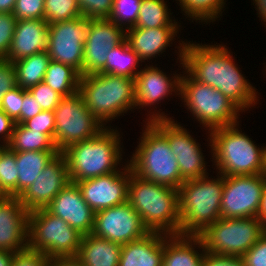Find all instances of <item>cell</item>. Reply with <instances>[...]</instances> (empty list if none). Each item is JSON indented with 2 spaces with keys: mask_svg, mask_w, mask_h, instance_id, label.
<instances>
[{
  "mask_svg": "<svg viewBox=\"0 0 266 266\" xmlns=\"http://www.w3.org/2000/svg\"><path fill=\"white\" fill-rule=\"evenodd\" d=\"M182 45L181 64L194 80L219 90L240 110L255 103V88L244 79L225 46Z\"/></svg>",
  "mask_w": 266,
  "mask_h": 266,
  "instance_id": "obj_1",
  "label": "cell"
},
{
  "mask_svg": "<svg viewBox=\"0 0 266 266\" xmlns=\"http://www.w3.org/2000/svg\"><path fill=\"white\" fill-rule=\"evenodd\" d=\"M127 201L149 232H161L164 237L180 235L178 189L145 180L131 169Z\"/></svg>",
  "mask_w": 266,
  "mask_h": 266,
  "instance_id": "obj_2",
  "label": "cell"
},
{
  "mask_svg": "<svg viewBox=\"0 0 266 266\" xmlns=\"http://www.w3.org/2000/svg\"><path fill=\"white\" fill-rule=\"evenodd\" d=\"M220 175L217 180L206 176L186 180L178 188L180 235L198 236L221 218L224 175Z\"/></svg>",
  "mask_w": 266,
  "mask_h": 266,
  "instance_id": "obj_3",
  "label": "cell"
},
{
  "mask_svg": "<svg viewBox=\"0 0 266 266\" xmlns=\"http://www.w3.org/2000/svg\"><path fill=\"white\" fill-rule=\"evenodd\" d=\"M78 92L101 124L135 107V79L129 77L104 73L82 75Z\"/></svg>",
  "mask_w": 266,
  "mask_h": 266,
  "instance_id": "obj_4",
  "label": "cell"
},
{
  "mask_svg": "<svg viewBox=\"0 0 266 266\" xmlns=\"http://www.w3.org/2000/svg\"><path fill=\"white\" fill-rule=\"evenodd\" d=\"M112 130L104 128L94 138L73 144L62 152L70 182L76 183L116 171L115 167L121 158L120 137L116 130Z\"/></svg>",
  "mask_w": 266,
  "mask_h": 266,
  "instance_id": "obj_5",
  "label": "cell"
},
{
  "mask_svg": "<svg viewBox=\"0 0 266 266\" xmlns=\"http://www.w3.org/2000/svg\"><path fill=\"white\" fill-rule=\"evenodd\" d=\"M236 125L216 128L210 132L213 157L224 176L257 175L266 172V147L257 148ZM261 149V150H260Z\"/></svg>",
  "mask_w": 266,
  "mask_h": 266,
  "instance_id": "obj_6",
  "label": "cell"
},
{
  "mask_svg": "<svg viewBox=\"0 0 266 266\" xmlns=\"http://www.w3.org/2000/svg\"><path fill=\"white\" fill-rule=\"evenodd\" d=\"M143 137L130 160L137 176L178 189L184 182L168 141L148 122Z\"/></svg>",
  "mask_w": 266,
  "mask_h": 266,
  "instance_id": "obj_7",
  "label": "cell"
},
{
  "mask_svg": "<svg viewBox=\"0 0 266 266\" xmlns=\"http://www.w3.org/2000/svg\"><path fill=\"white\" fill-rule=\"evenodd\" d=\"M83 235L46 208L28 214V248L48 258L76 257Z\"/></svg>",
  "mask_w": 266,
  "mask_h": 266,
  "instance_id": "obj_8",
  "label": "cell"
},
{
  "mask_svg": "<svg viewBox=\"0 0 266 266\" xmlns=\"http://www.w3.org/2000/svg\"><path fill=\"white\" fill-rule=\"evenodd\" d=\"M179 92L188 109L209 130L237 125V112L240 109L219 90L191 76H181Z\"/></svg>",
  "mask_w": 266,
  "mask_h": 266,
  "instance_id": "obj_9",
  "label": "cell"
},
{
  "mask_svg": "<svg viewBox=\"0 0 266 266\" xmlns=\"http://www.w3.org/2000/svg\"><path fill=\"white\" fill-rule=\"evenodd\" d=\"M265 232L258 217L220 218L198 236L205 251L242 257Z\"/></svg>",
  "mask_w": 266,
  "mask_h": 266,
  "instance_id": "obj_10",
  "label": "cell"
},
{
  "mask_svg": "<svg viewBox=\"0 0 266 266\" xmlns=\"http://www.w3.org/2000/svg\"><path fill=\"white\" fill-rule=\"evenodd\" d=\"M54 114V144L59 153L73 144L94 138L104 128L85 106L79 92L62 97Z\"/></svg>",
  "mask_w": 266,
  "mask_h": 266,
  "instance_id": "obj_11",
  "label": "cell"
},
{
  "mask_svg": "<svg viewBox=\"0 0 266 266\" xmlns=\"http://www.w3.org/2000/svg\"><path fill=\"white\" fill-rule=\"evenodd\" d=\"M148 122L168 141L184 181L207 176L199 144L183 127L158 113H153Z\"/></svg>",
  "mask_w": 266,
  "mask_h": 266,
  "instance_id": "obj_12",
  "label": "cell"
},
{
  "mask_svg": "<svg viewBox=\"0 0 266 266\" xmlns=\"http://www.w3.org/2000/svg\"><path fill=\"white\" fill-rule=\"evenodd\" d=\"M266 174L224 176L221 218L258 217Z\"/></svg>",
  "mask_w": 266,
  "mask_h": 266,
  "instance_id": "obj_13",
  "label": "cell"
},
{
  "mask_svg": "<svg viewBox=\"0 0 266 266\" xmlns=\"http://www.w3.org/2000/svg\"><path fill=\"white\" fill-rule=\"evenodd\" d=\"M48 54L51 60L72 66L82 76L84 43L89 18L79 16L68 21L49 24Z\"/></svg>",
  "mask_w": 266,
  "mask_h": 266,
  "instance_id": "obj_14",
  "label": "cell"
},
{
  "mask_svg": "<svg viewBox=\"0 0 266 266\" xmlns=\"http://www.w3.org/2000/svg\"><path fill=\"white\" fill-rule=\"evenodd\" d=\"M92 234L124 245L149 233L138 212L128 201L97 211L94 216Z\"/></svg>",
  "mask_w": 266,
  "mask_h": 266,
  "instance_id": "obj_15",
  "label": "cell"
},
{
  "mask_svg": "<svg viewBox=\"0 0 266 266\" xmlns=\"http://www.w3.org/2000/svg\"><path fill=\"white\" fill-rule=\"evenodd\" d=\"M126 31L108 19H89L84 43L82 75L106 74V60L110 50L125 40Z\"/></svg>",
  "mask_w": 266,
  "mask_h": 266,
  "instance_id": "obj_16",
  "label": "cell"
},
{
  "mask_svg": "<svg viewBox=\"0 0 266 266\" xmlns=\"http://www.w3.org/2000/svg\"><path fill=\"white\" fill-rule=\"evenodd\" d=\"M124 169V173L115 171L104 176L76 182L83 199L95 213L127 201L131 167L127 165Z\"/></svg>",
  "mask_w": 266,
  "mask_h": 266,
  "instance_id": "obj_17",
  "label": "cell"
},
{
  "mask_svg": "<svg viewBox=\"0 0 266 266\" xmlns=\"http://www.w3.org/2000/svg\"><path fill=\"white\" fill-rule=\"evenodd\" d=\"M69 182L66 158L58 153L19 196L20 201L28 212L46 208Z\"/></svg>",
  "mask_w": 266,
  "mask_h": 266,
  "instance_id": "obj_18",
  "label": "cell"
},
{
  "mask_svg": "<svg viewBox=\"0 0 266 266\" xmlns=\"http://www.w3.org/2000/svg\"><path fill=\"white\" fill-rule=\"evenodd\" d=\"M28 214L19 197L0 195V250L15 253L28 247Z\"/></svg>",
  "mask_w": 266,
  "mask_h": 266,
  "instance_id": "obj_19",
  "label": "cell"
},
{
  "mask_svg": "<svg viewBox=\"0 0 266 266\" xmlns=\"http://www.w3.org/2000/svg\"><path fill=\"white\" fill-rule=\"evenodd\" d=\"M46 209L60 217L83 236L92 232L95 212L83 199L76 183L69 182Z\"/></svg>",
  "mask_w": 266,
  "mask_h": 266,
  "instance_id": "obj_20",
  "label": "cell"
},
{
  "mask_svg": "<svg viewBox=\"0 0 266 266\" xmlns=\"http://www.w3.org/2000/svg\"><path fill=\"white\" fill-rule=\"evenodd\" d=\"M48 23L44 19L17 20L6 60L19 59L48 49Z\"/></svg>",
  "mask_w": 266,
  "mask_h": 266,
  "instance_id": "obj_21",
  "label": "cell"
},
{
  "mask_svg": "<svg viewBox=\"0 0 266 266\" xmlns=\"http://www.w3.org/2000/svg\"><path fill=\"white\" fill-rule=\"evenodd\" d=\"M173 78L174 81H171L172 79H168L160 69L153 66L140 70L135 78V107L152 105L168 96L169 91H179L181 76Z\"/></svg>",
  "mask_w": 266,
  "mask_h": 266,
  "instance_id": "obj_22",
  "label": "cell"
},
{
  "mask_svg": "<svg viewBox=\"0 0 266 266\" xmlns=\"http://www.w3.org/2000/svg\"><path fill=\"white\" fill-rule=\"evenodd\" d=\"M164 239L161 232H149L138 240L124 244L119 266H162Z\"/></svg>",
  "mask_w": 266,
  "mask_h": 266,
  "instance_id": "obj_23",
  "label": "cell"
},
{
  "mask_svg": "<svg viewBox=\"0 0 266 266\" xmlns=\"http://www.w3.org/2000/svg\"><path fill=\"white\" fill-rule=\"evenodd\" d=\"M178 27L131 28L125 32V40L139 59L147 60L162 52L172 41Z\"/></svg>",
  "mask_w": 266,
  "mask_h": 266,
  "instance_id": "obj_24",
  "label": "cell"
},
{
  "mask_svg": "<svg viewBox=\"0 0 266 266\" xmlns=\"http://www.w3.org/2000/svg\"><path fill=\"white\" fill-rule=\"evenodd\" d=\"M122 246L89 233L82 237L76 258L83 266H119Z\"/></svg>",
  "mask_w": 266,
  "mask_h": 266,
  "instance_id": "obj_25",
  "label": "cell"
},
{
  "mask_svg": "<svg viewBox=\"0 0 266 266\" xmlns=\"http://www.w3.org/2000/svg\"><path fill=\"white\" fill-rule=\"evenodd\" d=\"M58 153V151L15 152L18 170L17 197L35 182L42 170Z\"/></svg>",
  "mask_w": 266,
  "mask_h": 266,
  "instance_id": "obj_26",
  "label": "cell"
},
{
  "mask_svg": "<svg viewBox=\"0 0 266 266\" xmlns=\"http://www.w3.org/2000/svg\"><path fill=\"white\" fill-rule=\"evenodd\" d=\"M169 240L166 236L162 266H202L204 253L198 254L194 250V236L170 235Z\"/></svg>",
  "mask_w": 266,
  "mask_h": 266,
  "instance_id": "obj_27",
  "label": "cell"
},
{
  "mask_svg": "<svg viewBox=\"0 0 266 266\" xmlns=\"http://www.w3.org/2000/svg\"><path fill=\"white\" fill-rule=\"evenodd\" d=\"M80 78V73L72 66L51 60L43 82L62 97H67L78 92Z\"/></svg>",
  "mask_w": 266,
  "mask_h": 266,
  "instance_id": "obj_28",
  "label": "cell"
},
{
  "mask_svg": "<svg viewBox=\"0 0 266 266\" xmlns=\"http://www.w3.org/2000/svg\"><path fill=\"white\" fill-rule=\"evenodd\" d=\"M50 61L46 50L13 62L16 70L17 86L29 89L43 82Z\"/></svg>",
  "mask_w": 266,
  "mask_h": 266,
  "instance_id": "obj_29",
  "label": "cell"
},
{
  "mask_svg": "<svg viewBox=\"0 0 266 266\" xmlns=\"http://www.w3.org/2000/svg\"><path fill=\"white\" fill-rule=\"evenodd\" d=\"M7 147L14 152L57 151L54 142L46 134L30 130L24 124H15Z\"/></svg>",
  "mask_w": 266,
  "mask_h": 266,
  "instance_id": "obj_30",
  "label": "cell"
},
{
  "mask_svg": "<svg viewBox=\"0 0 266 266\" xmlns=\"http://www.w3.org/2000/svg\"><path fill=\"white\" fill-rule=\"evenodd\" d=\"M141 61L138 55L129 47L126 40L110 50L106 60V74L136 78L137 64Z\"/></svg>",
  "mask_w": 266,
  "mask_h": 266,
  "instance_id": "obj_31",
  "label": "cell"
},
{
  "mask_svg": "<svg viewBox=\"0 0 266 266\" xmlns=\"http://www.w3.org/2000/svg\"><path fill=\"white\" fill-rule=\"evenodd\" d=\"M166 6L164 0H142L134 28L177 27Z\"/></svg>",
  "mask_w": 266,
  "mask_h": 266,
  "instance_id": "obj_32",
  "label": "cell"
},
{
  "mask_svg": "<svg viewBox=\"0 0 266 266\" xmlns=\"http://www.w3.org/2000/svg\"><path fill=\"white\" fill-rule=\"evenodd\" d=\"M16 165L15 152L5 146L0 151V195L17 197Z\"/></svg>",
  "mask_w": 266,
  "mask_h": 266,
  "instance_id": "obj_33",
  "label": "cell"
},
{
  "mask_svg": "<svg viewBox=\"0 0 266 266\" xmlns=\"http://www.w3.org/2000/svg\"><path fill=\"white\" fill-rule=\"evenodd\" d=\"M44 20L48 24L68 21L81 16L77 0H44Z\"/></svg>",
  "mask_w": 266,
  "mask_h": 266,
  "instance_id": "obj_34",
  "label": "cell"
},
{
  "mask_svg": "<svg viewBox=\"0 0 266 266\" xmlns=\"http://www.w3.org/2000/svg\"><path fill=\"white\" fill-rule=\"evenodd\" d=\"M179 2L188 16L204 21L216 18L225 3L224 0H179Z\"/></svg>",
  "mask_w": 266,
  "mask_h": 266,
  "instance_id": "obj_35",
  "label": "cell"
},
{
  "mask_svg": "<svg viewBox=\"0 0 266 266\" xmlns=\"http://www.w3.org/2000/svg\"><path fill=\"white\" fill-rule=\"evenodd\" d=\"M142 0H114L113 8L108 20L114 22L118 27L123 28L125 21L127 29L134 28L138 19ZM128 22V23H126Z\"/></svg>",
  "mask_w": 266,
  "mask_h": 266,
  "instance_id": "obj_36",
  "label": "cell"
},
{
  "mask_svg": "<svg viewBox=\"0 0 266 266\" xmlns=\"http://www.w3.org/2000/svg\"><path fill=\"white\" fill-rule=\"evenodd\" d=\"M27 90L33 95V98L36 99L44 111H54L62 98L60 94L44 82H40Z\"/></svg>",
  "mask_w": 266,
  "mask_h": 266,
  "instance_id": "obj_37",
  "label": "cell"
},
{
  "mask_svg": "<svg viewBox=\"0 0 266 266\" xmlns=\"http://www.w3.org/2000/svg\"><path fill=\"white\" fill-rule=\"evenodd\" d=\"M81 16L89 19H108L114 0H77Z\"/></svg>",
  "mask_w": 266,
  "mask_h": 266,
  "instance_id": "obj_38",
  "label": "cell"
},
{
  "mask_svg": "<svg viewBox=\"0 0 266 266\" xmlns=\"http://www.w3.org/2000/svg\"><path fill=\"white\" fill-rule=\"evenodd\" d=\"M44 0H16L12 14L16 20L44 19Z\"/></svg>",
  "mask_w": 266,
  "mask_h": 266,
  "instance_id": "obj_39",
  "label": "cell"
},
{
  "mask_svg": "<svg viewBox=\"0 0 266 266\" xmlns=\"http://www.w3.org/2000/svg\"><path fill=\"white\" fill-rule=\"evenodd\" d=\"M17 20L12 13H0V59H6Z\"/></svg>",
  "mask_w": 266,
  "mask_h": 266,
  "instance_id": "obj_40",
  "label": "cell"
},
{
  "mask_svg": "<svg viewBox=\"0 0 266 266\" xmlns=\"http://www.w3.org/2000/svg\"><path fill=\"white\" fill-rule=\"evenodd\" d=\"M30 130L40 131L46 134L54 142L55 132V114L54 111L42 110L33 118L26 120L23 123Z\"/></svg>",
  "mask_w": 266,
  "mask_h": 266,
  "instance_id": "obj_41",
  "label": "cell"
},
{
  "mask_svg": "<svg viewBox=\"0 0 266 266\" xmlns=\"http://www.w3.org/2000/svg\"><path fill=\"white\" fill-rule=\"evenodd\" d=\"M194 245H199L204 251L202 266H245L242 257L215 254L204 250V244L199 236H194Z\"/></svg>",
  "mask_w": 266,
  "mask_h": 266,
  "instance_id": "obj_42",
  "label": "cell"
},
{
  "mask_svg": "<svg viewBox=\"0 0 266 266\" xmlns=\"http://www.w3.org/2000/svg\"><path fill=\"white\" fill-rule=\"evenodd\" d=\"M23 104V88L16 86L2 98L0 109L14 122L20 117Z\"/></svg>",
  "mask_w": 266,
  "mask_h": 266,
  "instance_id": "obj_43",
  "label": "cell"
},
{
  "mask_svg": "<svg viewBox=\"0 0 266 266\" xmlns=\"http://www.w3.org/2000/svg\"><path fill=\"white\" fill-rule=\"evenodd\" d=\"M48 257L42 252L26 248L15 252L10 266H46Z\"/></svg>",
  "mask_w": 266,
  "mask_h": 266,
  "instance_id": "obj_44",
  "label": "cell"
},
{
  "mask_svg": "<svg viewBox=\"0 0 266 266\" xmlns=\"http://www.w3.org/2000/svg\"><path fill=\"white\" fill-rule=\"evenodd\" d=\"M16 86V70L13 62L0 59V105L4 95Z\"/></svg>",
  "mask_w": 266,
  "mask_h": 266,
  "instance_id": "obj_45",
  "label": "cell"
},
{
  "mask_svg": "<svg viewBox=\"0 0 266 266\" xmlns=\"http://www.w3.org/2000/svg\"><path fill=\"white\" fill-rule=\"evenodd\" d=\"M245 266H266V232L242 256Z\"/></svg>",
  "mask_w": 266,
  "mask_h": 266,
  "instance_id": "obj_46",
  "label": "cell"
},
{
  "mask_svg": "<svg viewBox=\"0 0 266 266\" xmlns=\"http://www.w3.org/2000/svg\"><path fill=\"white\" fill-rule=\"evenodd\" d=\"M41 111L40 104L33 98V95L27 89H23V104L20 117L15 121V124H23L26 120L33 118Z\"/></svg>",
  "mask_w": 266,
  "mask_h": 266,
  "instance_id": "obj_47",
  "label": "cell"
},
{
  "mask_svg": "<svg viewBox=\"0 0 266 266\" xmlns=\"http://www.w3.org/2000/svg\"><path fill=\"white\" fill-rule=\"evenodd\" d=\"M15 122L0 109V134H4V146L11 140Z\"/></svg>",
  "mask_w": 266,
  "mask_h": 266,
  "instance_id": "obj_48",
  "label": "cell"
},
{
  "mask_svg": "<svg viewBox=\"0 0 266 266\" xmlns=\"http://www.w3.org/2000/svg\"><path fill=\"white\" fill-rule=\"evenodd\" d=\"M46 266H83L76 257L48 258Z\"/></svg>",
  "mask_w": 266,
  "mask_h": 266,
  "instance_id": "obj_49",
  "label": "cell"
},
{
  "mask_svg": "<svg viewBox=\"0 0 266 266\" xmlns=\"http://www.w3.org/2000/svg\"><path fill=\"white\" fill-rule=\"evenodd\" d=\"M258 218L262 222L264 229L266 230V178L265 184L262 190L261 204L258 212Z\"/></svg>",
  "mask_w": 266,
  "mask_h": 266,
  "instance_id": "obj_50",
  "label": "cell"
},
{
  "mask_svg": "<svg viewBox=\"0 0 266 266\" xmlns=\"http://www.w3.org/2000/svg\"><path fill=\"white\" fill-rule=\"evenodd\" d=\"M13 252L0 250V266H10L13 259Z\"/></svg>",
  "mask_w": 266,
  "mask_h": 266,
  "instance_id": "obj_51",
  "label": "cell"
},
{
  "mask_svg": "<svg viewBox=\"0 0 266 266\" xmlns=\"http://www.w3.org/2000/svg\"><path fill=\"white\" fill-rule=\"evenodd\" d=\"M16 0H0V13H12Z\"/></svg>",
  "mask_w": 266,
  "mask_h": 266,
  "instance_id": "obj_52",
  "label": "cell"
},
{
  "mask_svg": "<svg viewBox=\"0 0 266 266\" xmlns=\"http://www.w3.org/2000/svg\"><path fill=\"white\" fill-rule=\"evenodd\" d=\"M258 7L257 10L259 11L262 20L266 22V0H253Z\"/></svg>",
  "mask_w": 266,
  "mask_h": 266,
  "instance_id": "obj_53",
  "label": "cell"
},
{
  "mask_svg": "<svg viewBox=\"0 0 266 266\" xmlns=\"http://www.w3.org/2000/svg\"><path fill=\"white\" fill-rule=\"evenodd\" d=\"M4 147H5L4 145H1V146H0V151H1Z\"/></svg>",
  "mask_w": 266,
  "mask_h": 266,
  "instance_id": "obj_54",
  "label": "cell"
}]
</instances>
